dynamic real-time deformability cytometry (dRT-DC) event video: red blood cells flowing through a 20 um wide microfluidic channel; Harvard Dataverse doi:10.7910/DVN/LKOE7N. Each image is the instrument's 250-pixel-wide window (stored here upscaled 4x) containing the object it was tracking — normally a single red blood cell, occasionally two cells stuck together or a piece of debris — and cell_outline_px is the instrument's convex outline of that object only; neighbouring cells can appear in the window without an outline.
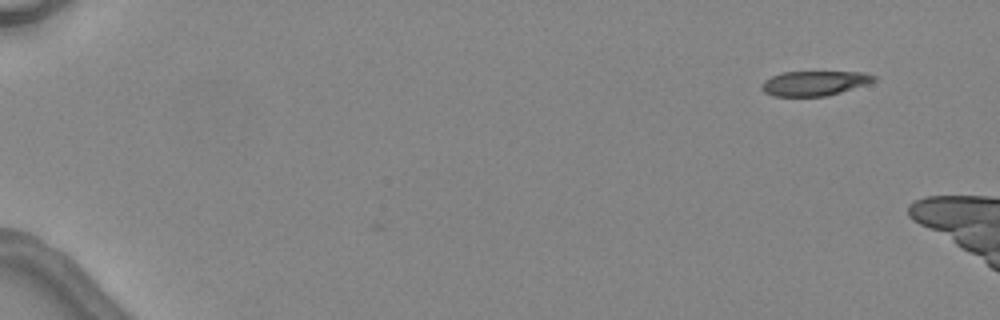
{"species": "common noctule bat (a hibernating species)", "species_latin": "Nyctalus noctula", "temperature_condition": "warm", "stored_images_in_passage": 2, "camera_frame_rate_fps": 3000, "um_per_image_px": 0.085, "animal": {"sex": "female", "body_mass_g": 24.6, "forearm_length_mm": 56.2}, "frame": {"image": 1, "passage_image": 2, "time_ms": 1.333, "image_size_px": [1000, 320], "cell_outline_px": [[876, 80], [828, 96], [772, 96], [764, 92], [760, 88], [760, 84], [764, 80], [772, 76], [784, 72], [864, 72], [876, 76]], "centroid_in_image_um": [69.16, 7.07], "position_along_channel_um": 15.8, "area_um2": 16.07}}